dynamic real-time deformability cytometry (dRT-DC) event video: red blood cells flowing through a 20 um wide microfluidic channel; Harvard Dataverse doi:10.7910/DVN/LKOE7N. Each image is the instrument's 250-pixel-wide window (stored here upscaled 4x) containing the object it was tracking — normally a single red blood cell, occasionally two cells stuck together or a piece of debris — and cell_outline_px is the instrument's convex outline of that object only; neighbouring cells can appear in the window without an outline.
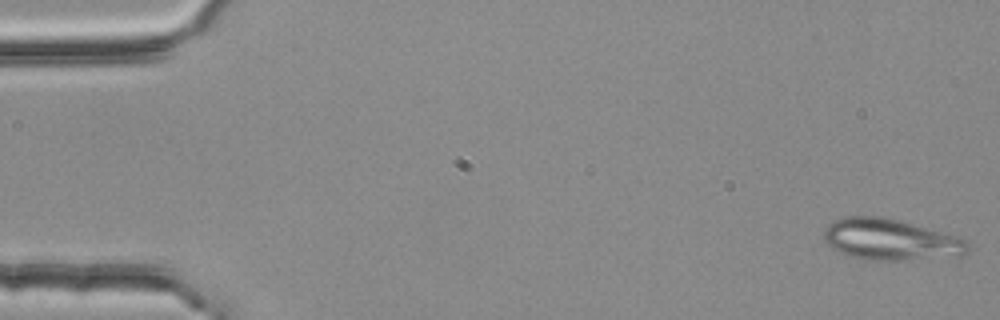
{"species": "common noctule bat (a hibernating species)", "species_latin": "Nyctalus noctula", "temperature_condition": "room temperature", "stored_images_in_passage": 5, "camera_frame_rate_fps": 3000, "um_per_image_px": 0.085, "animal": {"sex": "female", "body_mass_g": 25.1}, "frame": {"image": 1, "passage_image": 1, "time_ms": 0.0, "image_size_px": [1000, 320], "cell_outline_px": [[968, 252], [964, 256], [904, 260], [868, 260], [852, 256], [840, 252], [832, 248], [824, 240], [824, 228], [832, 220], [840, 216], [880, 216], [900, 220], [960, 236], [968, 240]], "centroid_in_image_um": [75.73, 20.35], "position_along_channel_um": 9.3, "area_um2": 35.14}}